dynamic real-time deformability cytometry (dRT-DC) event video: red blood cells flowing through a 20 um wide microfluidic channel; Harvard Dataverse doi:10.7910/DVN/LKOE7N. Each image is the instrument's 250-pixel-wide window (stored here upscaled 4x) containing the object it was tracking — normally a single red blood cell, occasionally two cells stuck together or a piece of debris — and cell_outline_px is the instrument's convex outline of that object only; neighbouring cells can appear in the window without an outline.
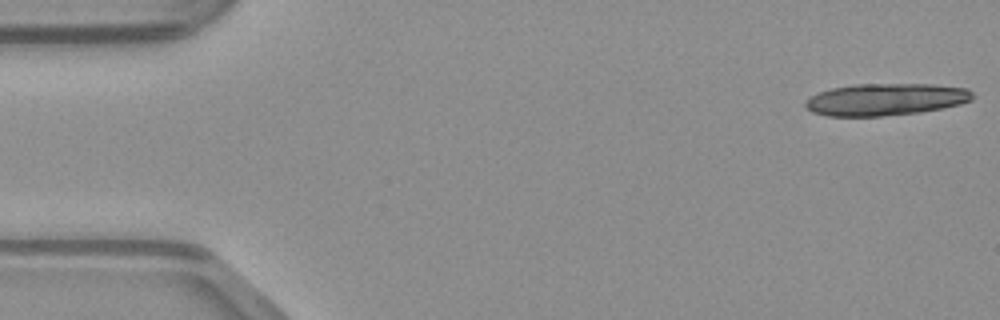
{"species": "common noctule bat (a hibernating species)", "species_latin": "Nyctalus noctula", "temperature_condition": "warm", "stored_images_in_passage": 15, "camera_frame_rate_fps": 3000, "um_per_image_px": 0.085, "animal": {"sex": "male", "body_mass_g": 23.1, "forearm_length_mm": 52.7}, "frame": {"image": 1, "passage_image": 1, "time_ms": 0.0, "image_size_px": [1000, 320], "cell_outline_px": [[976, 96], [972, 100], [960, 104], [920, 112], [880, 116], [828, 116], [812, 112], [804, 104], [804, 100], [820, 92], [832, 88], [852, 84], [932, 84], [968, 88]], "centroid_in_image_um": [75.3, 8.44], "position_along_channel_um": 9.7, "area_um2": 31.27}}